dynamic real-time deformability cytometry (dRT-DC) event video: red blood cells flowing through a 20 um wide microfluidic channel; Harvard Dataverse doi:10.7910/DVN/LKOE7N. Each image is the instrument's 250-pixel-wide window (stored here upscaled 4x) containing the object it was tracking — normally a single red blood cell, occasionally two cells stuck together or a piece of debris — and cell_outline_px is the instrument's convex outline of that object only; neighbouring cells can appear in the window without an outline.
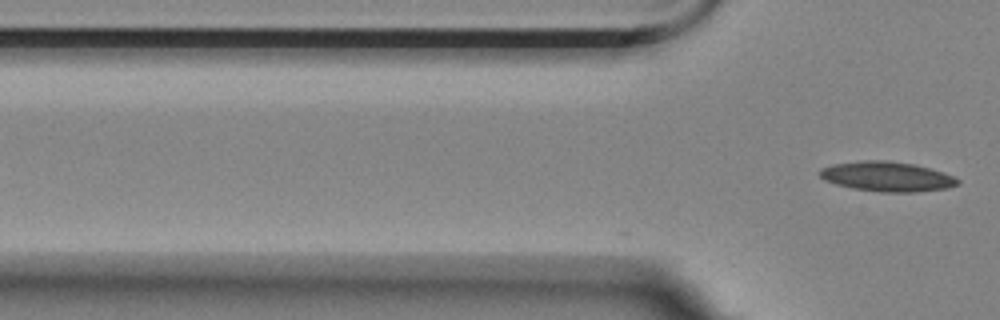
{"species": "Egyptian fruit bat (a non-hibernating species)", "species_latin": "Rousettus aegyptiacus", "temperature_condition": "room temperature", "stored_images_in_passage": 2, "camera_frame_rate_fps": 3000, "um_per_image_px": 0.085, "animal": {"sex": "female"}, "frame": {"image": 1, "passage_image": 2, "time_ms": 0.333, "image_size_px": [1000, 320], "cell_outline_px": [[960, 184], [948, 188], [916, 192], [880, 192], [852, 188], [836, 184], [824, 180], [820, 176], [820, 168], [832, 164], [864, 160], [888, 160], [912, 164], [928, 168], [952, 176], [960, 180]], "centroid_in_image_um": [75.37, 15.01], "position_along_channel_um": 50.4, "area_um2": 23.87}}